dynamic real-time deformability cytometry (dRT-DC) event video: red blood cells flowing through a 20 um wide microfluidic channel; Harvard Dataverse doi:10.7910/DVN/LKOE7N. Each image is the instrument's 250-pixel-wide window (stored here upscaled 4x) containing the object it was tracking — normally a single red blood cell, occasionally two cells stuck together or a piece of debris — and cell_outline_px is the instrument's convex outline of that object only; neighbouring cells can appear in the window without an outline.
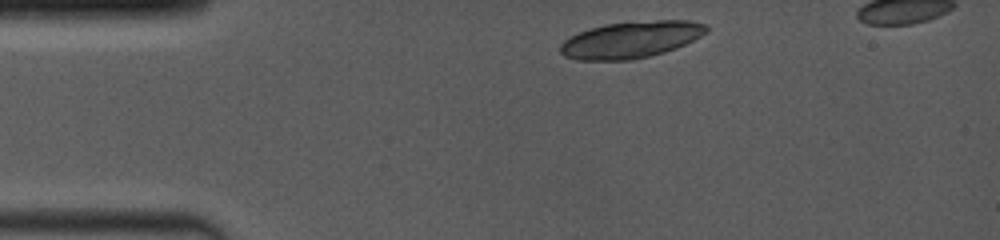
{"species": "common noctule bat (a hibernating species)", "species_latin": "Nyctalus noctula", "temperature_condition": "room temperature", "stored_images_in_passage": 7, "camera_frame_rate_fps": 4000, "um_per_image_px": 0.085, "animal": {"sex": "female", "body_mass_g": 19.0, "forearm_length_mm": 53.3}, "frame": {"image": 1, "passage_image": 1, "time_ms": 0.0, "image_size_px": [1000, 240], "cell_outline_px": [[708, 28], [700, 36], [676, 48], [664, 52], [648, 56], [628, 60], [580, 60], [564, 56], [560, 52], [560, 44], [564, 40], [580, 32], [604, 24], [656, 20], [692, 20], [708, 24]], "centroid_in_image_um": [53.64, 3.37], "position_along_channel_um": 31.4, "area_um2": 30.92}}